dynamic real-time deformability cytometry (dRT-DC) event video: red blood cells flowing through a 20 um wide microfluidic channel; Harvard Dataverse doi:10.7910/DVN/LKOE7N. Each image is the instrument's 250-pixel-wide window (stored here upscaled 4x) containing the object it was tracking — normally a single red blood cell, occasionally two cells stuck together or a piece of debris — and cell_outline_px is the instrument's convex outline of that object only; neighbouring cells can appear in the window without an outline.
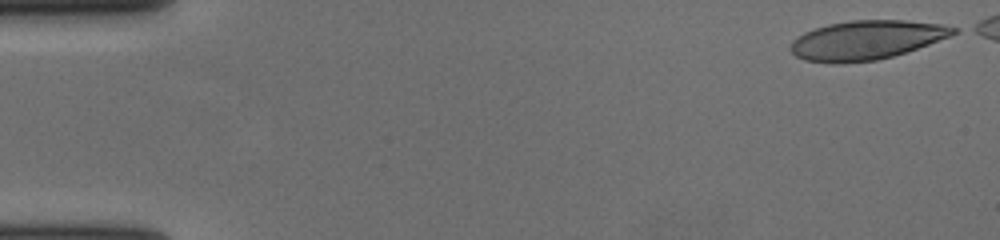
{"species": "human", "species_latin": "Homo sapiens", "temperature_condition": "cold", "stored_images_in_passage": 53, "camera_frame_rate_fps": 3000, "um_per_image_px": 0.085, "donor": {"sex": "female"}, "frame": {"image": 1, "passage_image": 1, "time_ms": 0.0, "image_size_px": [1000, 240], "cell_outline_px": [[960, 32], [928, 44], [892, 56], [876, 60], [836, 64], [832, 64], [804, 60], [796, 56], [788, 48], [792, 40], [804, 32], [828, 24], [852, 20], [904, 20], [940, 24], [960, 28]], "centroid_in_image_um": [73.61, 3.41], "position_along_channel_um": 11.4, "area_um2": 37.11}}
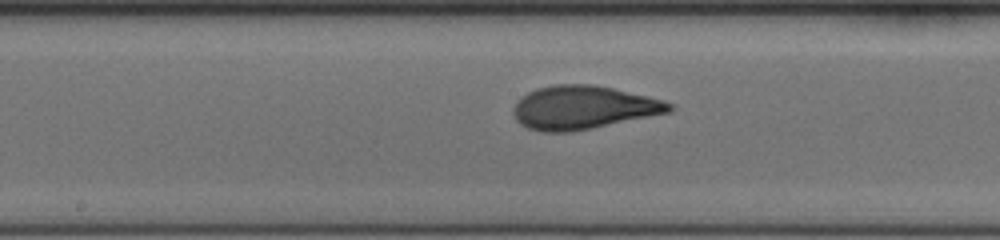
{"frame": {"image": 2, "passage_image": 29, "time_ms": 9.333, "image_size_px": [1000, 240], "cell_outline_px": [[676, 108], [672, 112], [592, 128], [568, 132], [540, 132], [528, 128], [520, 124], [516, 120], [512, 112], [512, 108], [516, 100], [520, 96], [536, 88], [556, 84], [592, 84], [612, 88], [648, 96], [664, 100], [672, 104]], "centroid_in_image_um": [49.56, 9.14], "position_along_channel_um": 198.6, "area_um2": 39.82}}
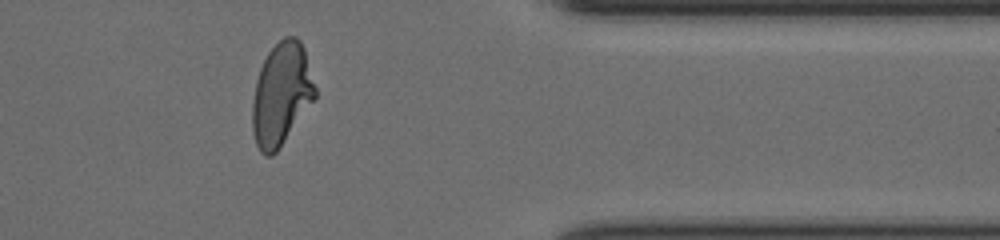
{"frame": {"image": 3, "passage_image": 46, "time_ms": 15.0, "image_size_px": [1000, 240], "cell_outline_px": [[316, 96], [276, 152], [272, 156], [264, 156], [260, 152], [256, 144], [252, 132], [252, 104], [256, 80], [260, 68], [268, 52], [284, 36], [296, 36], [300, 40], [304, 48], [316, 88]], "centroid_in_image_um": [23.9, 8.0], "position_along_channel_um": 387.5, "area_um2": 37.28}}